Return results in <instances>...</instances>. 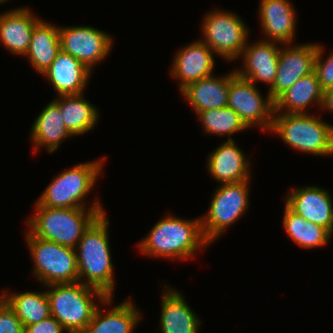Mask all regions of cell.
Listing matches in <instances>:
<instances>
[{
	"label": "cell",
	"mask_w": 333,
	"mask_h": 333,
	"mask_svg": "<svg viewBox=\"0 0 333 333\" xmlns=\"http://www.w3.org/2000/svg\"><path fill=\"white\" fill-rule=\"evenodd\" d=\"M321 109L333 112V87L324 90L323 103Z\"/></svg>",
	"instance_id": "obj_33"
},
{
	"label": "cell",
	"mask_w": 333,
	"mask_h": 333,
	"mask_svg": "<svg viewBox=\"0 0 333 333\" xmlns=\"http://www.w3.org/2000/svg\"><path fill=\"white\" fill-rule=\"evenodd\" d=\"M213 53L201 39L177 52L170 74L180 81V91L191 82L213 75L215 69Z\"/></svg>",
	"instance_id": "obj_14"
},
{
	"label": "cell",
	"mask_w": 333,
	"mask_h": 333,
	"mask_svg": "<svg viewBox=\"0 0 333 333\" xmlns=\"http://www.w3.org/2000/svg\"><path fill=\"white\" fill-rule=\"evenodd\" d=\"M104 159L106 156L101 160L79 163L58 174L36 203L51 208H86L82 200L93 189L102 172Z\"/></svg>",
	"instance_id": "obj_6"
},
{
	"label": "cell",
	"mask_w": 333,
	"mask_h": 333,
	"mask_svg": "<svg viewBox=\"0 0 333 333\" xmlns=\"http://www.w3.org/2000/svg\"><path fill=\"white\" fill-rule=\"evenodd\" d=\"M235 73L236 70L221 78H215V75H212L191 82L181 92L197 112L196 114L210 109L223 108L227 106L230 78Z\"/></svg>",
	"instance_id": "obj_20"
},
{
	"label": "cell",
	"mask_w": 333,
	"mask_h": 333,
	"mask_svg": "<svg viewBox=\"0 0 333 333\" xmlns=\"http://www.w3.org/2000/svg\"><path fill=\"white\" fill-rule=\"evenodd\" d=\"M16 313L23 326L32 325L51 316L50 302L46 292L13 293L0 296Z\"/></svg>",
	"instance_id": "obj_27"
},
{
	"label": "cell",
	"mask_w": 333,
	"mask_h": 333,
	"mask_svg": "<svg viewBox=\"0 0 333 333\" xmlns=\"http://www.w3.org/2000/svg\"><path fill=\"white\" fill-rule=\"evenodd\" d=\"M234 140H227L209 154L207 168L221 184L250 180V162Z\"/></svg>",
	"instance_id": "obj_16"
},
{
	"label": "cell",
	"mask_w": 333,
	"mask_h": 333,
	"mask_svg": "<svg viewBox=\"0 0 333 333\" xmlns=\"http://www.w3.org/2000/svg\"><path fill=\"white\" fill-rule=\"evenodd\" d=\"M324 90L320 86L315 71L301 77L275 102L274 111L284 113H307V107L314 102L322 107Z\"/></svg>",
	"instance_id": "obj_23"
},
{
	"label": "cell",
	"mask_w": 333,
	"mask_h": 333,
	"mask_svg": "<svg viewBox=\"0 0 333 333\" xmlns=\"http://www.w3.org/2000/svg\"><path fill=\"white\" fill-rule=\"evenodd\" d=\"M280 48L276 42L260 40L257 43L246 44L243 48V70L236 69V73L252 83L261 81L271 88L277 74Z\"/></svg>",
	"instance_id": "obj_15"
},
{
	"label": "cell",
	"mask_w": 333,
	"mask_h": 333,
	"mask_svg": "<svg viewBox=\"0 0 333 333\" xmlns=\"http://www.w3.org/2000/svg\"><path fill=\"white\" fill-rule=\"evenodd\" d=\"M261 27L268 41L291 44L295 38L296 13L288 0H261Z\"/></svg>",
	"instance_id": "obj_17"
},
{
	"label": "cell",
	"mask_w": 333,
	"mask_h": 333,
	"mask_svg": "<svg viewBox=\"0 0 333 333\" xmlns=\"http://www.w3.org/2000/svg\"><path fill=\"white\" fill-rule=\"evenodd\" d=\"M197 116L204 126L203 130L205 133L228 135V140H234L231 138V134L248 128L241 120L239 114L229 106L202 111Z\"/></svg>",
	"instance_id": "obj_29"
},
{
	"label": "cell",
	"mask_w": 333,
	"mask_h": 333,
	"mask_svg": "<svg viewBox=\"0 0 333 333\" xmlns=\"http://www.w3.org/2000/svg\"><path fill=\"white\" fill-rule=\"evenodd\" d=\"M39 21L28 7L6 11L0 15V41L13 54L25 56L34 26Z\"/></svg>",
	"instance_id": "obj_19"
},
{
	"label": "cell",
	"mask_w": 333,
	"mask_h": 333,
	"mask_svg": "<svg viewBox=\"0 0 333 333\" xmlns=\"http://www.w3.org/2000/svg\"><path fill=\"white\" fill-rule=\"evenodd\" d=\"M8 2V0H0V4H4V3H7Z\"/></svg>",
	"instance_id": "obj_34"
},
{
	"label": "cell",
	"mask_w": 333,
	"mask_h": 333,
	"mask_svg": "<svg viewBox=\"0 0 333 333\" xmlns=\"http://www.w3.org/2000/svg\"><path fill=\"white\" fill-rule=\"evenodd\" d=\"M83 96V93H80L61 95L53 99L60 108L67 130L73 136L91 131L97 124L98 109Z\"/></svg>",
	"instance_id": "obj_25"
},
{
	"label": "cell",
	"mask_w": 333,
	"mask_h": 333,
	"mask_svg": "<svg viewBox=\"0 0 333 333\" xmlns=\"http://www.w3.org/2000/svg\"><path fill=\"white\" fill-rule=\"evenodd\" d=\"M91 72L71 54L60 51L42 75L49 79L54 90L61 96L83 93Z\"/></svg>",
	"instance_id": "obj_18"
},
{
	"label": "cell",
	"mask_w": 333,
	"mask_h": 333,
	"mask_svg": "<svg viewBox=\"0 0 333 333\" xmlns=\"http://www.w3.org/2000/svg\"><path fill=\"white\" fill-rule=\"evenodd\" d=\"M227 106L239 114L248 128L260 125L262 130L270 131L274 102L268 94L263 99L256 85L237 73L230 78Z\"/></svg>",
	"instance_id": "obj_10"
},
{
	"label": "cell",
	"mask_w": 333,
	"mask_h": 333,
	"mask_svg": "<svg viewBox=\"0 0 333 333\" xmlns=\"http://www.w3.org/2000/svg\"><path fill=\"white\" fill-rule=\"evenodd\" d=\"M61 51L71 54L88 69L105 59L112 48V38L91 26L59 27Z\"/></svg>",
	"instance_id": "obj_11"
},
{
	"label": "cell",
	"mask_w": 333,
	"mask_h": 333,
	"mask_svg": "<svg viewBox=\"0 0 333 333\" xmlns=\"http://www.w3.org/2000/svg\"><path fill=\"white\" fill-rule=\"evenodd\" d=\"M283 225L295 243L304 248L325 246L332 234L324 227L306 221L293 212L286 204Z\"/></svg>",
	"instance_id": "obj_28"
},
{
	"label": "cell",
	"mask_w": 333,
	"mask_h": 333,
	"mask_svg": "<svg viewBox=\"0 0 333 333\" xmlns=\"http://www.w3.org/2000/svg\"><path fill=\"white\" fill-rule=\"evenodd\" d=\"M63 331L66 330L53 316L24 327V333H63Z\"/></svg>",
	"instance_id": "obj_32"
},
{
	"label": "cell",
	"mask_w": 333,
	"mask_h": 333,
	"mask_svg": "<svg viewBox=\"0 0 333 333\" xmlns=\"http://www.w3.org/2000/svg\"><path fill=\"white\" fill-rule=\"evenodd\" d=\"M324 49L317 43V52L314 60V71L323 90L333 87V52L323 60Z\"/></svg>",
	"instance_id": "obj_30"
},
{
	"label": "cell",
	"mask_w": 333,
	"mask_h": 333,
	"mask_svg": "<svg viewBox=\"0 0 333 333\" xmlns=\"http://www.w3.org/2000/svg\"><path fill=\"white\" fill-rule=\"evenodd\" d=\"M60 51L59 27L40 20L34 26L25 57H29L31 65L42 75Z\"/></svg>",
	"instance_id": "obj_24"
},
{
	"label": "cell",
	"mask_w": 333,
	"mask_h": 333,
	"mask_svg": "<svg viewBox=\"0 0 333 333\" xmlns=\"http://www.w3.org/2000/svg\"><path fill=\"white\" fill-rule=\"evenodd\" d=\"M51 316L56 318L67 333H83L92 320L97 304L93 295L104 305H111L113 297L81 282L47 285Z\"/></svg>",
	"instance_id": "obj_4"
},
{
	"label": "cell",
	"mask_w": 333,
	"mask_h": 333,
	"mask_svg": "<svg viewBox=\"0 0 333 333\" xmlns=\"http://www.w3.org/2000/svg\"><path fill=\"white\" fill-rule=\"evenodd\" d=\"M94 201L91 208H51L35 203V215L26 221L29 232L35 237L75 249L84 231L105 213L100 201Z\"/></svg>",
	"instance_id": "obj_3"
},
{
	"label": "cell",
	"mask_w": 333,
	"mask_h": 333,
	"mask_svg": "<svg viewBox=\"0 0 333 333\" xmlns=\"http://www.w3.org/2000/svg\"><path fill=\"white\" fill-rule=\"evenodd\" d=\"M270 130L293 149L317 156L333 155V126L319 117L274 111Z\"/></svg>",
	"instance_id": "obj_5"
},
{
	"label": "cell",
	"mask_w": 333,
	"mask_h": 333,
	"mask_svg": "<svg viewBox=\"0 0 333 333\" xmlns=\"http://www.w3.org/2000/svg\"><path fill=\"white\" fill-rule=\"evenodd\" d=\"M162 294L160 329L162 333H198L202 323L185 298L175 289Z\"/></svg>",
	"instance_id": "obj_21"
},
{
	"label": "cell",
	"mask_w": 333,
	"mask_h": 333,
	"mask_svg": "<svg viewBox=\"0 0 333 333\" xmlns=\"http://www.w3.org/2000/svg\"><path fill=\"white\" fill-rule=\"evenodd\" d=\"M203 41L216 55L228 61L239 58L248 44V28L244 21L233 12L216 9L203 19Z\"/></svg>",
	"instance_id": "obj_9"
},
{
	"label": "cell",
	"mask_w": 333,
	"mask_h": 333,
	"mask_svg": "<svg viewBox=\"0 0 333 333\" xmlns=\"http://www.w3.org/2000/svg\"><path fill=\"white\" fill-rule=\"evenodd\" d=\"M31 139L35 152L40 147L49 153L58 149L63 140L73 135L67 130L59 106L51 101L36 118L31 127Z\"/></svg>",
	"instance_id": "obj_22"
},
{
	"label": "cell",
	"mask_w": 333,
	"mask_h": 333,
	"mask_svg": "<svg viewBox=\"0 0 333 333\" xmlns=\"http://www.w3.org/2000/svg\"><path fill=\"white\" fill-rule=\"evenodd\" d=\"M0 333H24V326L16 313L0 297Z\"/></svg>",
	"instance_id": "obj_31"
},
{
	"label": "cell",
	"mask_w": 333,
	"mask_h": 333,
	"mask_svg": "<svg viewBox=\"0 0 333 333\" xmlns=\"http://www.w3.org/2000/svg\"><path fill=\"white\" fill-rule=\"evenodd\" d=\"M209 244L204 237L200 218L187 221L167 215L153 226L138 246L142 254L186 260Z\"/></svg>",
	"instance_id": "obj_2"
},
{
	"label": "cell",
	"mask_w": 333,
	"mask_h": 333,
	"mask_svg": "<svg viewBox=\"0 0 333 333\" xmlns=\"http://www.w3.org/2000/svg\"><path fill=\"white\" fill-rule=\"evenodd\" d=\"M286 45V48H281L282 50L280 49L279 51L276 78L268 92L273 102L301 77L309 75L314 71L317 44Z\"/></svg>",
	"instance_id": "obj_12"
},
{
	"label": "cell",
	"mask_w": 333,
	"mask_h": 333,
	"mask_svg": "<svg viewBox=\"0 0 333 333\" xmlns=\"http://www.w3.org/2000/svg\"><path fill=\"white\" fill-rule=\"evenodd\" d=\"M292 190L285 204L306 221L326 228L333 235V198L330 193L317 186Z\"/></svg>",
	"instance_id": "obj_13"
},
{
	"label": "cell",
	"mask_w": 333,
	"mask_h": 333,
	"mask_svg": "<svg viewBox=\"0 0 333 333\" xmlns=\"http://www.w3.org/2000/svg\"><path fill=\"white\" fill-rule=\"evenodd\" d=\"M26 241L34 262L33 272L44 286L78 282L74 248L35 237L29 231Z\"/></svg>",
	"instance_id": "obj_7"
},
{
	"label": "cell",
	"mask_w": 333,
	"mask_h": 333,
	"mask_svg": "<svg viewBox=\"0 0 333 333\" xmlns=\"http://www.w3.org/2000/svg\"><path fill=\"white\" fill-rule=\"evenodd\" d=\"M108 226L105 213L100 214L84 231L75 251L78 281L99 289L107 297H112L115 285Z\"/></svg>",
	"instance_id": "obj_1"
},
{
	"label": "cell",
	"mask_w": 333,
	"mask_h": 333,
	"mask_svg": "<svg viewBox=\"0 0 333 333\" xmlns=\"http://www.w3.org/2000/svg\"><path fill=\"white\" fill-rule=\"evenodd\" d=\"M249 181L221 184L213 195L207 216L200 217L204 237L211 244L248 209Z\"/></svg>",
	"instance_id": "obj_8"
},
{
	"label": "cell",
	"mask_w": 333,
	"mask_h": 333,
	"mask_svg": "<svg viewBox=\"0 0 333 333\" xmlns=\"http://www.w3.org/2000/svg\"><path fill=\"white\" fill-rule=\"evenodd\" d=\"M97 307L83 333H132L141 320L140 312L129 299L102 313Z\"/></svg>",
	"instance_id": "obj_26"
}]
</instances>
